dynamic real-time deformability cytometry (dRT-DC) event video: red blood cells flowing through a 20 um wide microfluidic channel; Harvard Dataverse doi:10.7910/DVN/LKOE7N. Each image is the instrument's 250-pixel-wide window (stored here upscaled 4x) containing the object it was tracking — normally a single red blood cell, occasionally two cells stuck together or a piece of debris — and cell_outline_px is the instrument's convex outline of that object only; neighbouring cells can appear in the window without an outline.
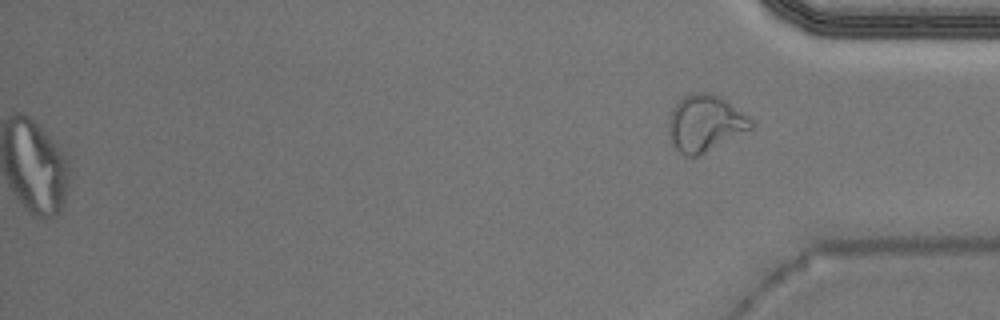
{"species": "Egyptian fruit bat (a non-hibernating species)", "species_latin": "Rousettus aegyptiacus", "temperature_condition": "warm", "stored_images_in_passage": 36, "camera_frame_rate_fps": 3000, "um_per_image_px": 0.085, "animal": {"sex": "male"}, "frame": {"image": 1, "passage_image": 36, "time_ms": 11.667, "image_size_px": [1000, 320], "cell_outline_px": [[752, 128], [700, 156], [688, 156], [680, 152], [676, 148], [668, 132], [668, 120], [672, 108], [684, 96], [692, 92], [712, 92], [720, 96], [748, 116], [752, 120]], "centroid_in_image_um": [59.92, 10.46], "position_along_channel_um": 375.3, "area_um2": 27.05}, "authors_computed_cell_mechanics": {"area_um2": 20.5768, "velocity_mm_per_s": 3.9918, "shape_relaxation_time_tau1_ms": null, "shape_relaxation_time_tau2_ms": 6.8397, "deformation_change_tau1": null, "deformation_change_tau2": 0.1436}}